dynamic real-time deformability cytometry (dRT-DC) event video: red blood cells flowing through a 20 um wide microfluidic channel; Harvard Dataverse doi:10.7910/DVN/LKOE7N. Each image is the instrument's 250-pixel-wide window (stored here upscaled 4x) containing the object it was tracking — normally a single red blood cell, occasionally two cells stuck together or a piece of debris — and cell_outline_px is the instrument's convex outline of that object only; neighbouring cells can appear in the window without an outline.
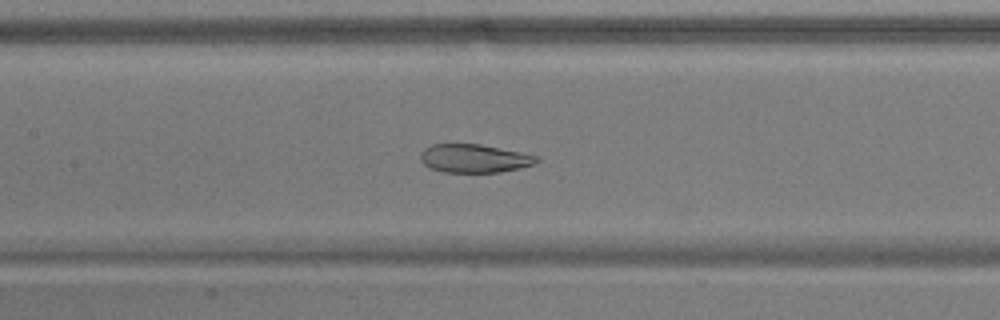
{"species": "common noctule bat (a hibernating species)", "species_latin": "Nyctalus noctula", "temperature_condition": "warm", "stored_images_in_passage": 33, "camera_frame_rate_fps": 3000, "um_per_image_px": 0.085, "animal": {"sex": "male", "body_mass_g": 17.9}, "frame": {"image": 1, "passage_image": 10, "time_ms": 3.0, "image_size_px": [1000, 320], "cell_outline_px": [[540, 160], [532, 164], [520, 168], [500, 172], [444, 172], [432, 168], [424, 164], [420, 160], [420, 152], [424, 148], [432, 144], [480, 144], [520, 152], [536, 156]], "centroid_in_image_um": [40.27, 13.46], "position_along_channel_um": 167.1, "area_um2": 19.07}}
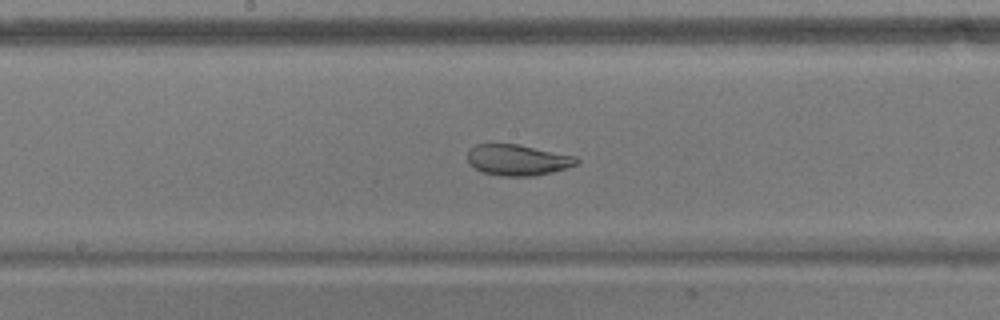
{"frame": {"image": 2, "passage_image": 13, "time_ms": 4.0, "image_size_px": [1000, 320], "cell_outline_px": [[580, 160], [576, 164], [568, 168], [532, 176], [500, 176], [484, 172], [468, 164], [468, 152], [476, 144], [516, 144], [576, 156]], "centroid_in_image_um": [44.01, 13.6], "position_along_channel_um": 204.2, "area_um2": 19.48}}
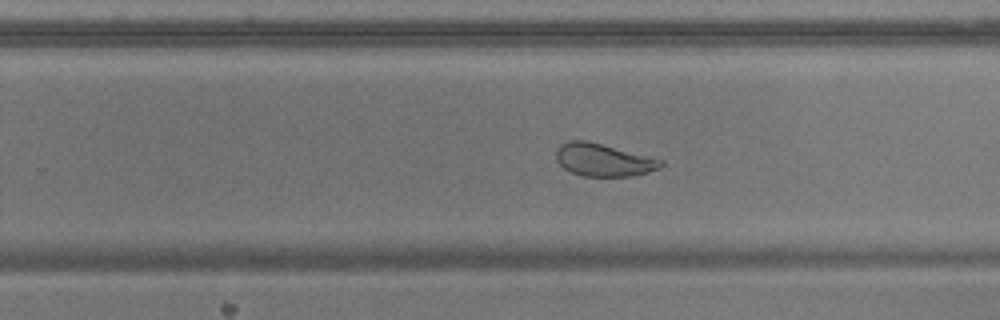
{"frame": {"image": 3, "passage_image": 19, "time_ms": 6.0, "image_size_px": [1000, 320], "cell_outline_px": [[664, 164], [660, 168], [648, 172], [632, 176], [584, 176], [572, 172], [564, 168], [556, 160], [556, 148], [560, 144], [568, 140], [588, 140], [664, 160]], "centroid_in_image_um": [51.29, 13.58], "position_along_channel_um": 278.5, "area_um2": 20.06}, "authors_computed_cell_mechanics": {"area_um2": 20.9236, "velocity_mm_per_s": 3.7254, "shape_relaxation_time_tau1_ms": null, "shape_relaxation_time_tau2_ms": 1.7007, "deformation_change_tau1": null, "deformation_change_tau2": 0.0651}}